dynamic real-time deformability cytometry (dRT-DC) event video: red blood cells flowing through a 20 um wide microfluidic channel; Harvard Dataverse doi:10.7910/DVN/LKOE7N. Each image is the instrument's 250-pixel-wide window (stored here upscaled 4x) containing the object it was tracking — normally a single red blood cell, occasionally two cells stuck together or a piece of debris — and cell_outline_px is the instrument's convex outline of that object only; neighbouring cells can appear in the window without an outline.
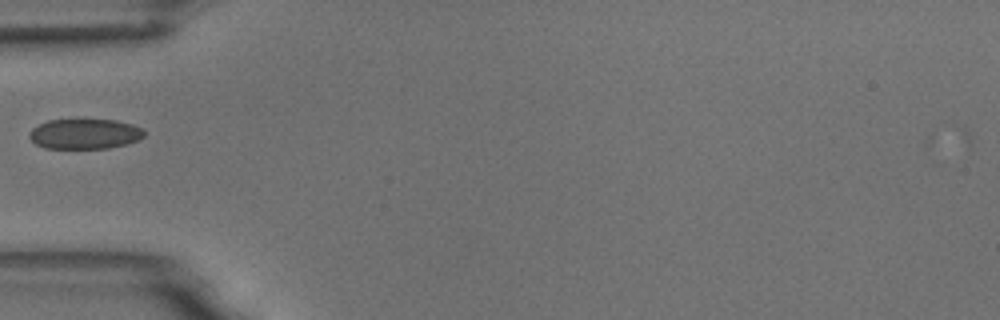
{"species": "common noctule bat (a hibernating species)", "species_latin": "Nyctalus noctula", "temperature_condition": "room temperature", "stored_images_in_passage": 5, "camera_frame_rate_fps": 3000, "um_per_image_px": 0.085, "animal": {"sex": "male", "body_mass_g": 18.8}, "frame": {"image": 1, "passage_image": 1, "time_ms": 0.0, "image_size_px": [1000, 320], "cell_outline_px": [[144, 136], [140, 140], [128, 144], [108, 148], [44, 148], [36, 144], [28, 136], [32, 128], [48, 120], [116, 120], [132, 124], [144, 128]], "centroid_in_image_um": [7.24, 11.38], "position_along_channel_um": 77.8, "area_um2": 20.23}}
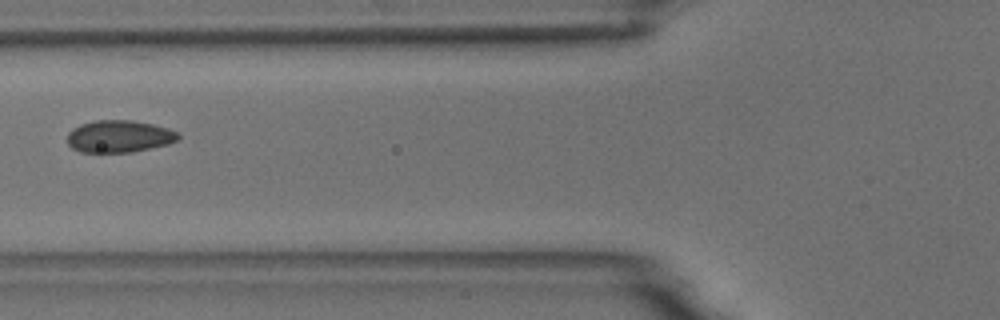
{"frame": {"image": 2, "passage_image": 2, "time_ms": 1.0, "image_size_px": [1000, 320], "cell_outline_px": [[180, 136], [176, 140], [168, 144], [132, 152], [80, 152], [72, 148], [68, 144], [68, 132], [72, 128], [80, 124], [96, 120], [132, 120], [152, 124], [168, 128], [176, 132]], "centroid_in_image_um": [10.1, 11.59], "position_along_channel_um": 115.7, "area_um2": 20.75}}
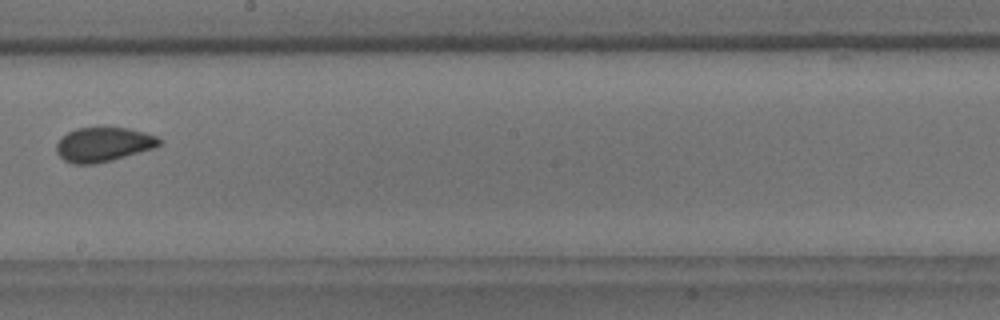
{"frame": {"image": 3, "passage_image": 5, "time_ms": 4.333, "image_size_px": [1000, 320], "cell_outline_px": [[164, 140], [156, 148], [112, 160], [92, 164], [72, 164], [64, 160], [56, 152], [56, 144], [60, 136], [76, 128], [128, 128], [144, 132], [156, 136]], "centroid_in_image_um": [8.79, 12.28], "position_along_channel_um": 239.4, "area_um2": 20.75}}